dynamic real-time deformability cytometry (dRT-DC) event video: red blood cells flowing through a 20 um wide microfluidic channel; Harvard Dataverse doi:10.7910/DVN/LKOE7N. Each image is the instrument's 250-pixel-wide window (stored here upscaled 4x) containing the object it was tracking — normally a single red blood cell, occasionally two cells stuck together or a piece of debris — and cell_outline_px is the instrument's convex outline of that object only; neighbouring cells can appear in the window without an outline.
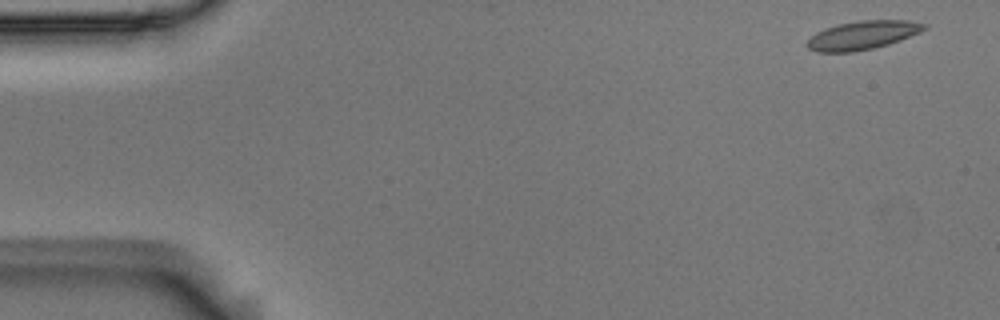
{"species": "Egyptian fruit bat (a non-hibernating species)", "species_latin": "Rousettus aegyptiacus", "temperature_condition": "room temperature", "stored_images_in_passage": 7, "camera_frame_rate_fps": 3000, "um_per_image_px": 0.085, "animal": {"sex": "male"}, "frame": {"image": 1, "passage_image": 1, "time_ms": 0.0, "image_size_px": [1000, 320], "cell_outline_px": [[920, 28], [896, 40], [884, 44], [868, 48], [840, 52], [828, 52], [812, 48], [808, 44], [816, 36], [832, 28], [844, 24], [880, 20], [884, 20], [916, 24]], "centroid_in_image_um": [73.21, 3.02], "position_along_channel_um": 11.8, "area_um2": 16.18}}